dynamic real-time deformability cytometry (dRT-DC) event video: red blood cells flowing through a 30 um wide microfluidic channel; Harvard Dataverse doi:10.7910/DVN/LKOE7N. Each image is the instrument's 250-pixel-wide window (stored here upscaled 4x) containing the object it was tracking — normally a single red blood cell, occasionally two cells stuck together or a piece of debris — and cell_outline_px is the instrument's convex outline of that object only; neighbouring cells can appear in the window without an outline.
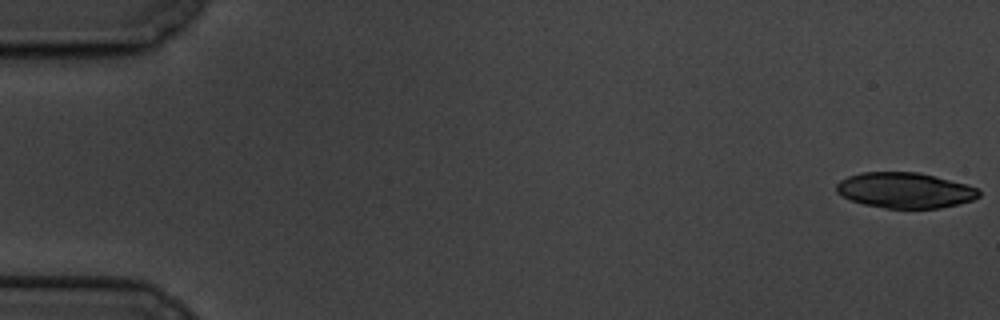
{"species": "common noctule bat (a hibernating species)", "species_latin": "Nyctalus noctula", "temperature_condition": "cold", "stored_images_in_passage": 60, "camera_frame_rate_fps": 3000, "um_per_image_px": 0.085, "animal": {"sex": "male", "body_mass_g": 19.5, "forearm_length_mm": 54.6}, "frame": {"image": 1, "passage_image": 1, "time_ms": 0.0, "image_size_px": [1000, 320], "cell_outline_px": [[980, 196], [972, 200], [940, 208], [884, 208], [864, 204], [852, 200], [836, 192], [836, 184], [840, 180], [848, 176], [860, 172], [920, 172], [968, 184], [980, 188]], "centroid_in_image_um": [76.95, 16.16], "position_along_channel_um": 8.1, "area_um2": 29.65}}
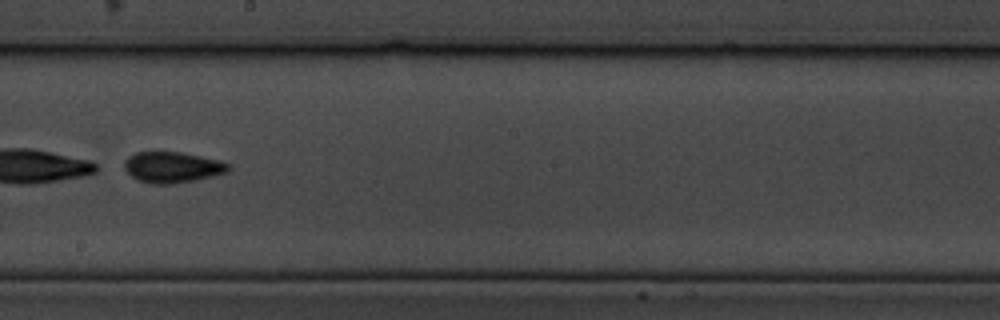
{"frame": {"image": 2, "passage_image": 35, "time_ms": 11.333, "image_size_px": [1000, 320], "cell_outline_px": [[232, 168], [228, 172], [212, 176], [172, 184], [152, 184], [136, 180], [124, 168], [124, 160], [128, 156], [136, 152], [180, 152], [220, 160], [228, 164]], "centroid_in_image_um": [14.63, 14.21], "position_along_channel_um": 233.6, "area_um2": 18.73}}